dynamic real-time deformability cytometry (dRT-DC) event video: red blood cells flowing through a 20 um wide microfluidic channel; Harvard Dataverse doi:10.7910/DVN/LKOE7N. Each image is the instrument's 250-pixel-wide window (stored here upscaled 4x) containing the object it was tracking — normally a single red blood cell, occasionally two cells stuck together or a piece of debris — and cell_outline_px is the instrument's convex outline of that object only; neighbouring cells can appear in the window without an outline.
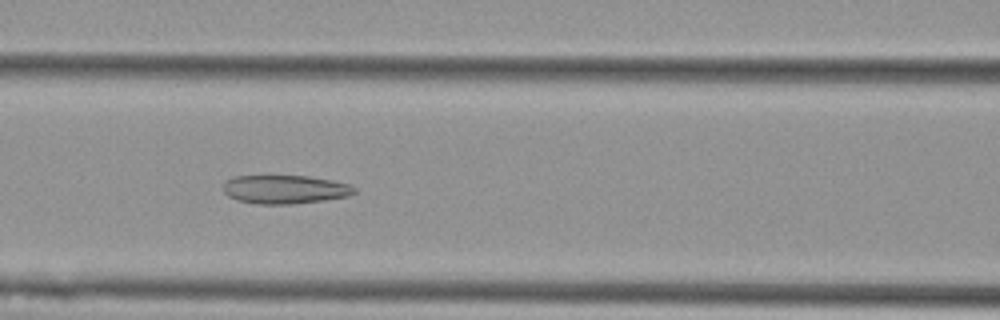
{"species": "Egyptian fruit bat (a non-hibernating species)", "species_latin": "Rousettus aegyptiacus", "temperature_condition": "cold", "stored_images_in_passage": 38, "camera_frame_rate_fps": 3000, "um_per_image_px": 0.085, "animal": {"sex": "female"}, "frame": {"image": 1, "passage_image": 7, "time_ms": 2.0, "image_size_px": [1000, 320], "cell_outline_px": [[356, 192], [348, 196], [324, 200], [292, 204], [256, 204], [236, 200], [228, 196], [224, 192], [224, 184], [232, 176], [308, 176], [332, 180], [348, 184], [356, 188]], "centroid_in_image_um": [24.21, 16.1], "position_along_channel_um": 142.4, "area_um2": 21.85}}
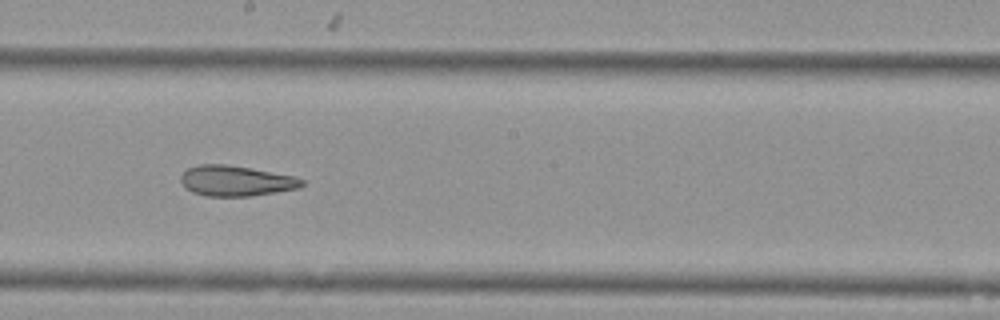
{"frame": {"image": 2, "passage_image": 14, "time_ms": 4.333, "image_size_px": [1000, 320], "cell_outline_px": [[304, 184], [300, 188], [252, 196], [208, 196], [192, 192], [180, 180], [180, 176], [188, 168], [200, 164], [224, 164], [296, 176], [304, 180]], "centroid_in_image_um": [20.09, 15.37], "position_along_channel_um": 228.1, "area_um2": 21.33}}
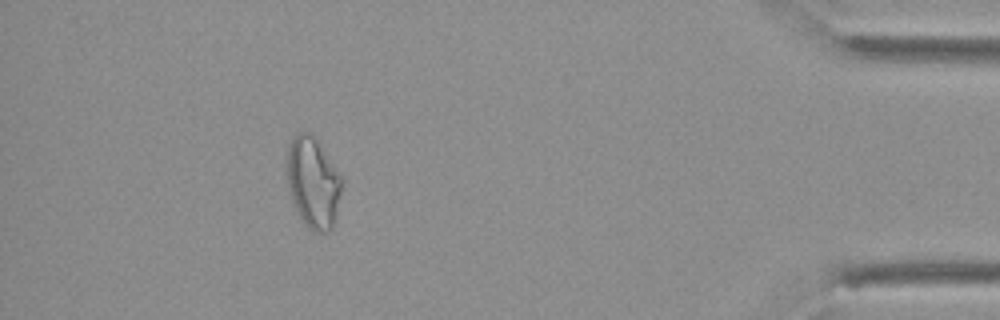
{"frame": {"image": 3, "passage_image": 33, "time_ms": 10.667, "image_size_px": [1000, 320], "cell_outline_px": [[340, 192], [336, 220], [332, 228], [328, 232], [316, 232], [308, 228], [300, 220], [292, 200], [288, 184], [288, 148], [296, 132], [308, 132], [316, 136], [340, 172]], "centroid_in_image_um": [26.63, 15.52], "position_along_channel_um": 408.6, "area_um2": 29.13}, "authors_computed_cell_mechanics": {"area_um2": 22.5709, "velocity_mm_per_s": 3.6923, "shape_relaxation_time_tau1_ms": null, "shape_relaxation_time_tau2_ms": 4.8599, "deformation_change_tau1": null, "deformation_change_tau2": 0.1448}}